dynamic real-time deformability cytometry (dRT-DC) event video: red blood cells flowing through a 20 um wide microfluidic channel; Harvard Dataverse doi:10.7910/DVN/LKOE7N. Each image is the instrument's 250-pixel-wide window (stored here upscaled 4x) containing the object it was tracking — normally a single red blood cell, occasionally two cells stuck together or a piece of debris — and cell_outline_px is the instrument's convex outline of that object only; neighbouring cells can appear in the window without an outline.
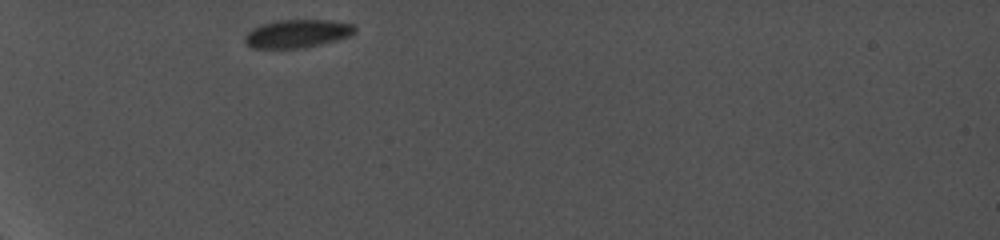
{"species": "common noctule bat (a hibernating species)", "species_latin": "Nyctalus noctula", "temperature_condition": "cold", "stored_images_in_passage": 3, "camera_frame_rate_fps": 5000, "um_per_image_px": 0.085, "animal": {"sex": "female", "body_mass_g": 19.0, "forearm_length_mm": 56.7}, "frame": {"image": 1, "passage_image": 1, "time_ms": 0.0, "image_size_px": [1000, 240], "cell_outline_px": [[356, 32], [348, 36], [336, 40], [304, 48], [252, 48], [244, 40], [244, 36], [252, 28], [260, 24], [276, 20], [328, 20], [352, 24], [356, 28]], "centroid_in_image_um": [25.24, 2.85], "position_along_channel_um": 59.8, "area_um2": 18.03}}